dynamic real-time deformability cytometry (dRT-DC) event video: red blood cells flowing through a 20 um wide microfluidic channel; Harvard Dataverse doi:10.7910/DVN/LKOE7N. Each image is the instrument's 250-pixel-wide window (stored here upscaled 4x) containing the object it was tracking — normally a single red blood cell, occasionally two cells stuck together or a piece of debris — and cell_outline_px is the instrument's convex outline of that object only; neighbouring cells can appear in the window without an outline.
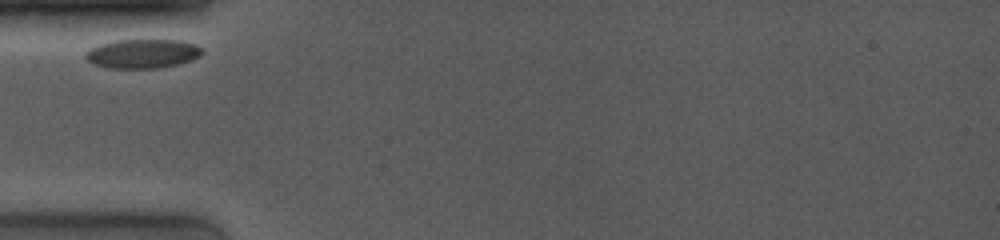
{"species": "common noctule bat (a hibernating species)", "species_latin": "Nyctalus noctula", "temperature_condition": "room temperature", "stored_images_in_passage": 19, "camera_frame_rate_fps": 4000, "um_per_image_px": 0.085, "animal": {"sex": "female", "body_mass_g": 19.0, "forearm_length_mm": 53.3}, "frame": {"image": 1, "passage_image": 1, "time_ms": 0.0, "image_size_px": [1000, 240], "cell_outline_px": [[204, 52], [200, 56], [192, 60], [176, 64], [156, 68], [108, 68], [96, 64], [88, 60], [84, 56], [84, 52], [100, 44], [116, 40], [180, 40], [196, 44], [204, 48]], "centroid_in_image_um": [12.16, 4.55], "position_along_channel_um": 72.8, "area_um2": 19.77}}
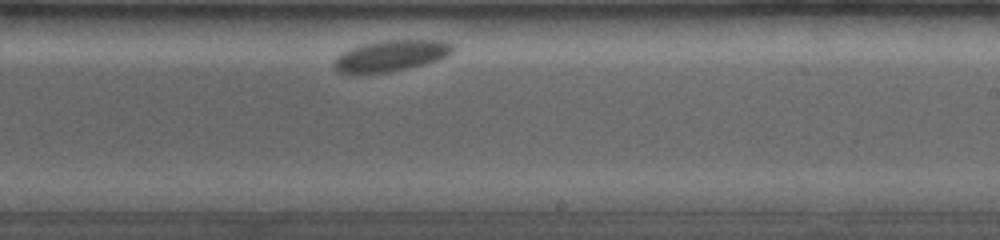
{"frame": {"image": 2, "passage_image": 12, "time_ms": 5.5, "image_size_px": [1000, 240], "cell_outline_px": [[456, 48], [448, 56], [440, 60], [424, 64], [388, 72], [340, 72], [332, 64], [332, 60], [336, 56], [352, 48], [364, 44], [384, 40], [444, 40], [452, 44]], "centroid_in_image_um": [33.3, 4.71], "position_along_channel_um": 255.7, "area_um2": 21.27}}
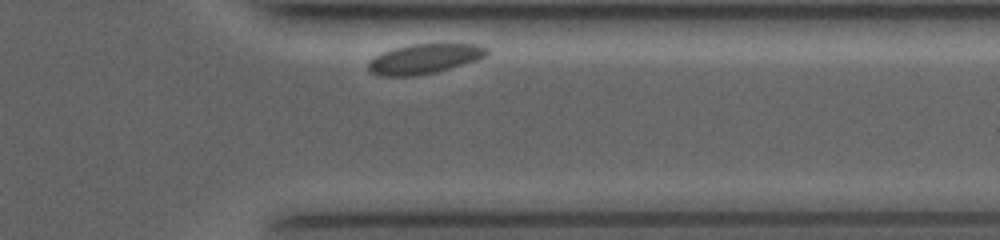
{"frame": {"image": 3, "passage_image": 18, "time_ms": 9.0, "image_size_px": [1000, 240], "cell_outline_px": [[488, 52], [484, 56], [476, 60], [436, 72], [416, 76], [380, 76], [372, 72], [368, 68], [368, 60], [384, 52], [396, 48], [412, 44], [480, 44], [488, 48]], "centroid_in_image_um": [36.07, 5.0], "position_along_channel_um": 375.3, "area_um2": 20.35}}